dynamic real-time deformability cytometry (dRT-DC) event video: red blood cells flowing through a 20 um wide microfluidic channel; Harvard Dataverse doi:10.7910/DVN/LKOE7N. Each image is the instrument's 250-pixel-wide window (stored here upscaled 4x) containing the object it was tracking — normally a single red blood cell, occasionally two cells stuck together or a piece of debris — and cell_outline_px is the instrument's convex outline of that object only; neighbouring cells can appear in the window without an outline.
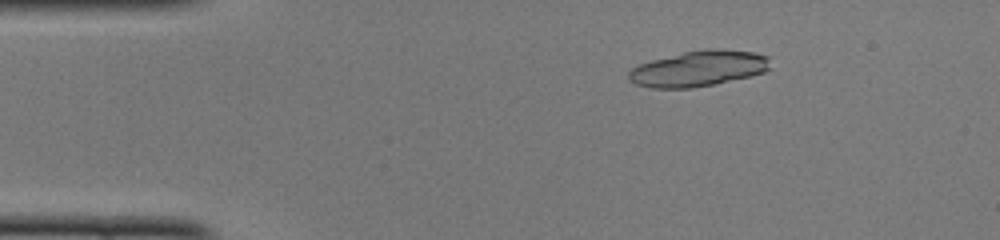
{"species": "common noctule bat (a hibernating species)", "species_latin": "Nyctalus noctula", "temperature_condition": "cold", "stored_images_in_passage": 42, "segment_of_instrument_passage": [1, 2], "camera_frame_rate_fps": 3000, "um_per_image_px": 0.085, "animal": {"sex": "female", "body_mass_g": 22.0, "forearm_length_mm": 56.7}, "frame": {"image": 1, "passage_image": 2, "time_ms": 0.333, "image_size_px": [1000, 240], "cell_outline_px": [[772, 68], [764, 72], [716, 84], [692, 88], [652, 88], [636, 84], [628, 80], [628, 72], [632, 68], [640, 64], [652, 60], [684, 52], [708, 48], [752, 52], [768, 56]], "centroid_in_image_um": [59.38, 5.83], "position_along_channel_um": 25.6, "area_um2": 29.36}}